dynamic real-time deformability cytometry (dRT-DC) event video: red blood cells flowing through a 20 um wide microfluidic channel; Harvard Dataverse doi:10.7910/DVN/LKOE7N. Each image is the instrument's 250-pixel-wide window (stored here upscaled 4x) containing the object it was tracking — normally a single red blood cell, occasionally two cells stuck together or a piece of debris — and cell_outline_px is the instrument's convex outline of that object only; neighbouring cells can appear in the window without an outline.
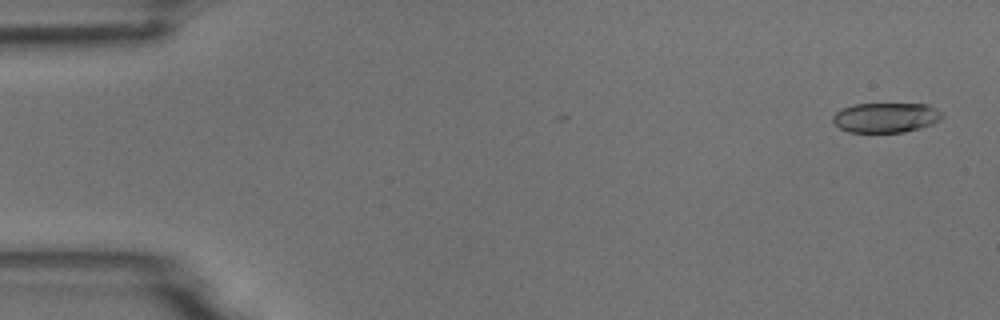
{"species": "common noctule bat (a hibernating species)", "species_latin": "Nyctalus noctula", "temperature_condition": "room temperature", "stored_images_in_passage": 5, "camera_frame_rate_fps": 3000, "um_per_image_px": 0.085, "animal": {"sex": "male", "body_mass_g": 18.8}, "frame": {"image": 1, "passage_image": 1, "time_ms": 0.0, "image_size_px": [1000, 320], "cell_outline_px": [[944, 116], [940, 120], [932, 124], [920, 128], [904, 132], [848, 132], [840, 128], [832, 120], [832, 116], [840, 108], [852, 104], [928, 104], [940, 112]], "centroid_in_image_um": [75.27, 9.99], "position_along_channel_um": 9.7, "area_um2": 19.07}}
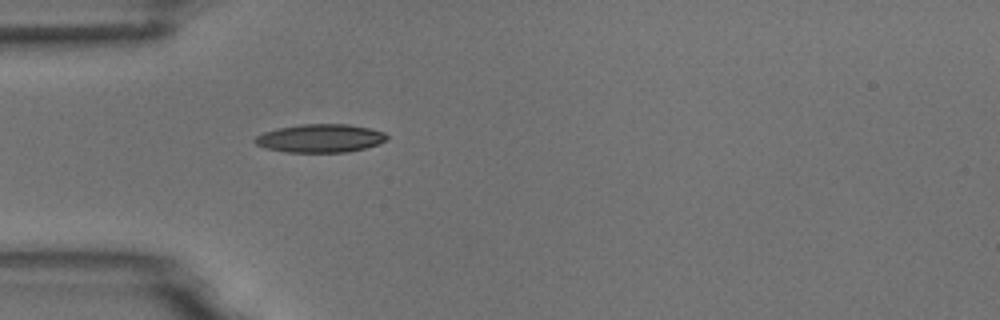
{"frame": {"image": 2, "passage_image": 5, "time_ms": 4.667, "image_size_px": [1000, 320], "cell_outline_px": [[388, 140], [380, 144], [348, 152], [284, 152], [264, 148], [256, 144], [252, 140], [256, 136], [264, 132], [276, 128], [300, 124], [348, 124], [368, 128], [384, 132], [388, 136]], "centroid_in_image_um": [27.21, 11.75], "position_along_channel_um": 57.8, "area_um2": 21.96}}